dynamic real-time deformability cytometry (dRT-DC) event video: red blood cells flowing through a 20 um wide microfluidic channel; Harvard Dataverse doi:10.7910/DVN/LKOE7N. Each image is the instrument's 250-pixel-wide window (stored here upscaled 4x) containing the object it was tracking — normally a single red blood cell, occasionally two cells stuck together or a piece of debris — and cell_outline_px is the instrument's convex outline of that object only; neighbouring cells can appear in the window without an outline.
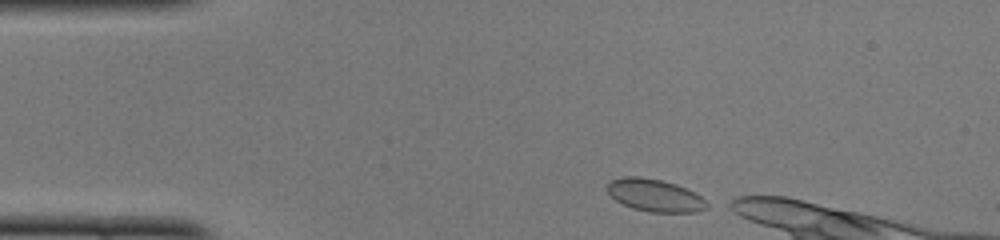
{"species": "common noctule bat (a hibernating species)", "species_latin": "Nyctalus noctula", "temperature_condition": "cold", "stored_images_in_passage": 14, "camera_frame_rate_fps": 3000, "um_per_image_px": 0.085, "animal": {"sex": "female", "body_mass_g": 22.0, "forearm_length_mm": 56.7}, "frame": {"image": 1, "passage_image": 1, "time_ms": 0.0, "image_size_px": [1000, 240], "cell_outline_px": [[712, 204], [708, 208], [696, 212], [648, 212], [632, 208], [616, 200], [608, 192], [608, 180], [624, 176], [636, 176], [660, 180], [676, 184], [700, 196]], "centroid_in_image_um": [55.68, 16.61], "position_along_channel_um": 29.3, "area_um2": 18.84}}
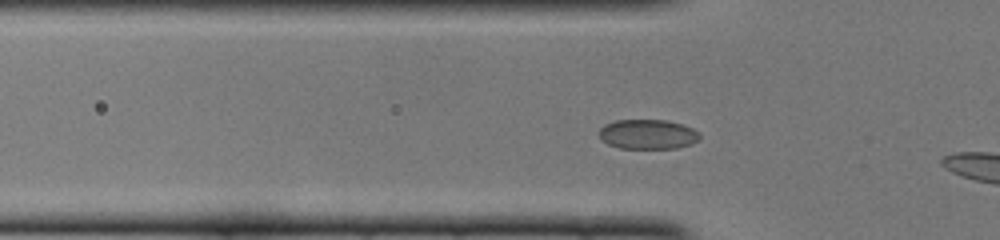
{"frame": {"image": 2, "passage_image": 8, "time_ms": 2.333, "image_size_px": [1000, 240], "cell_outline_px": [[700, 140], [692, 144], [676, 148], [620, 148], [608, 144], [600, 136], [600, 128], [604, 124], [616, 120], [668, 120], [692, 128], [700, 132]], "centroid_in_image_um": [55.1, 11.41], "position_along_channel_um": 70.7, "area_um2": 17.4}}
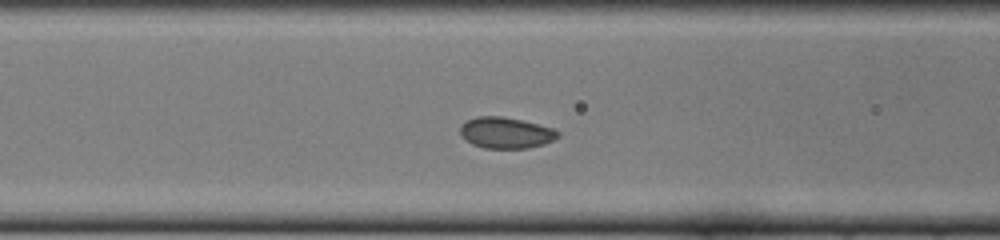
{"frame": {"image": 3, "passage_image": 12, "time_ms": 3.667, "image_size_px": [1000, 240], "cell_outline_px": [[560, 136], [544, 144], [528, 148], [484, 148], [472, 144], [464, 140], [460, 136], [460, 128], [468, 120], [476, 116], [500, 116], [520, 120], [552, 128], [560, 132]], "centroid_in_image_um": [42.98, 11.3], "position_along_channel_um": 123.6, "area_um2": 17.63}}